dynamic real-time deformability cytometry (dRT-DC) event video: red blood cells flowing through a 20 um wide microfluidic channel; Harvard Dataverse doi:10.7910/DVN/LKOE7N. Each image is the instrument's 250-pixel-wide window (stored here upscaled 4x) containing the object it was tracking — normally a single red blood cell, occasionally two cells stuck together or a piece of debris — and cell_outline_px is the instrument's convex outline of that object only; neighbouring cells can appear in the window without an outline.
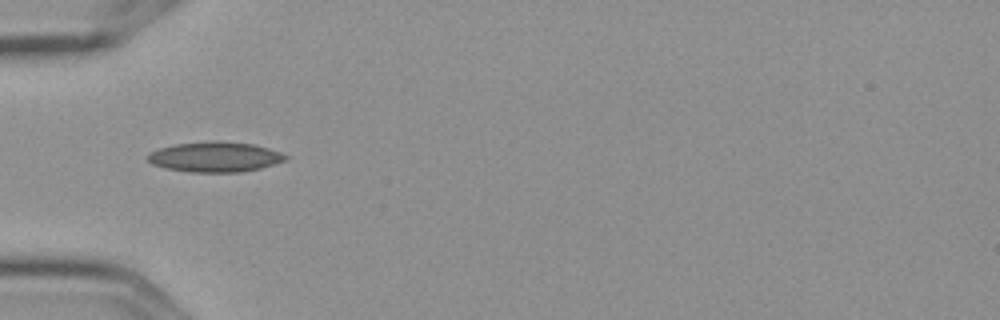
{"species": "Egyptian fruit bat (a non-hibernating species)", "species_latin": "Rousettus aegyptiacus", "temperature_condition": "cold", "stored_images_in_passage": 8, "camera_frame_rate_fps": 3000, "um_per_image_px": 0.085, "frame": {"image": 1, "passage_image": 4, "time_ms": 1.0, "image_size_px": [1000, 320], "cell_outline_px": [[288, 160], [260, 168], [240, 172], [192, 172], [164, 168], [152, 164], [148, 160], [148, 152], [160, 148], [176, 144], [208, 140], [216, 140], [252, 144], [268, 148], [280, 152], [288, 156]], "centroid_in_image_um": [18.27, 13.33], "position_along_channel_um": 66.7, "area_um2": 24.33}}
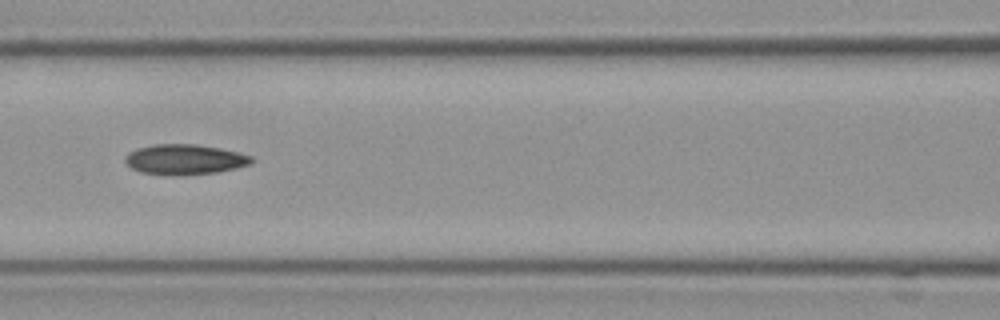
{"frame": {"image": 2, "passage_image": 6, "time_ms": 1.667, "image_size_px": [1000, 320], "cell_outline_px": [[256, 160], [252, 164], [236, 168], [216, 172], [140, 172], [132, 168], [124, 160], [124, 156], [128, 152], [136, 148], [152, 144], [196, 144], [220, 148], [252, 156]], "centroid_in_image_um": [15.73, 13.49], "position_along_channel_um": 150.9, "area_um2": 21.39}}
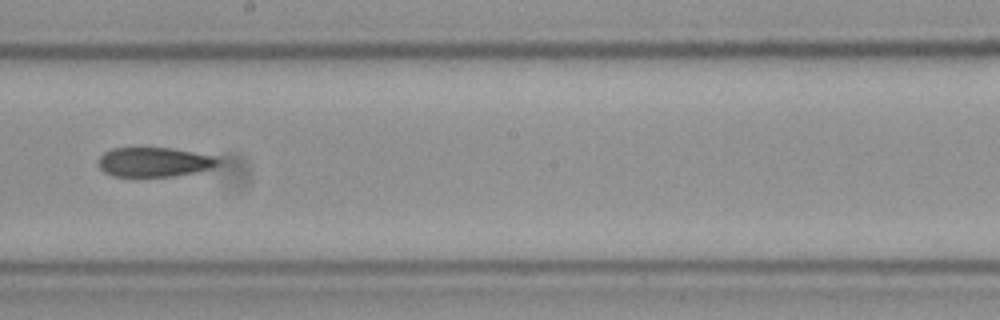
{"frame": {"image": 3, "passage_image": 8, "time_ms": 2.333, "image_size_px": [1000, 320], "cell_outline_px": [[220, 164], [212, 168], [196, 172], [172, 176], [112, 176], [104, 172], [100, 168], [96, 160], [104, 152], [112, 148], [172, 148], [212, 156], [220, 160]], "centroid_in_image_um": [13.07, 13.77], "position_along_channel_um": 235.1, "area_um2": 20.52}}